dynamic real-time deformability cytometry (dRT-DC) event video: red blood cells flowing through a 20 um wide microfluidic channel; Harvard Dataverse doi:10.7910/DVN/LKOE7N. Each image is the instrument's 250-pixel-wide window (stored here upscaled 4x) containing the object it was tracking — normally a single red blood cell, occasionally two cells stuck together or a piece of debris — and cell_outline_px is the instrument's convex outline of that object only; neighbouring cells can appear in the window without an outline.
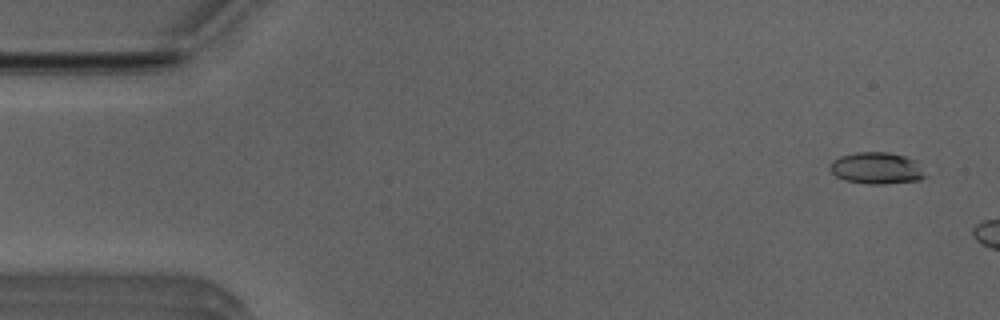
{"species": "Egyptian fruit bat (a non-hibernating species)", "species_latin": "Rousettus aegyptiacus", "temperature_condition": "room temperature", "stored_images_in_passage": 8, "camera_frame_rate_fps": 3000, "um_per_image_px": 0.085, "animal": {"sex": "male"}, "frame": {"image": 1, "passage_image": 3, "time_ms": 0.667, "image_size_px": [1000, 320], "cell_outline_px": [[928, 176], [920, 180], [884, 184], [868, 184], [844, 180], [836, 176], [832, 172], [832, 160], [840, 156], [856, 152], [888, 152], [904, 156], [916, 160]], "centroid_in_image_um": [74.56, 14.3], "position_along_channel_um": 10.4, "area_um2": 17.63}}